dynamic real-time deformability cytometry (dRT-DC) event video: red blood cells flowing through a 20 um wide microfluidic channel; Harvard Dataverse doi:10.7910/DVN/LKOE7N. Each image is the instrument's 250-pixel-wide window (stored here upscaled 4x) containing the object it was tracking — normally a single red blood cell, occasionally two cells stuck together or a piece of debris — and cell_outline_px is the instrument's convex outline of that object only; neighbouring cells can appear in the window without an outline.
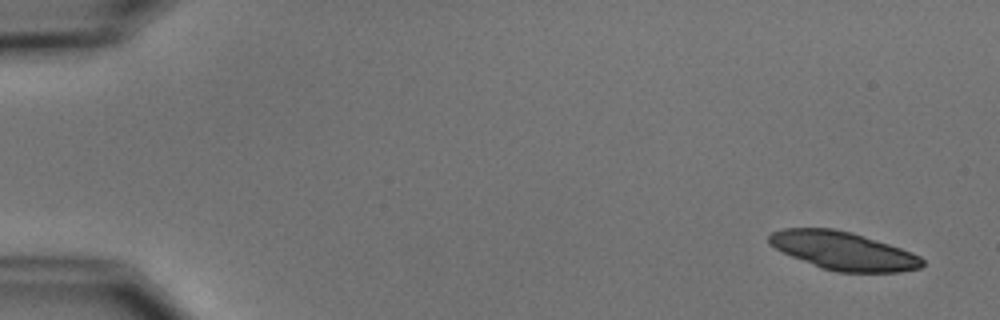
{"species": "common noctule bat (a hibernating species)", "species_latin": "Nyctalus noctula", "temperature_condition": "cold", "stored_images_in_passage": 4, "camera_frame_rate_fps": 3000, "um_per_image_px": 0.085, "animal": {"sex": "male", "body_mass_g": 15.6}, "frame": {"image": 1, "passage_image": 1, "time_ms": 0.0, "image_size_px": [1000, 320], "cell_outline_px": [[924, 264], [920, 268], [900, 272], [836, 272], [820, 268], [792, 256], [768, 244], [768, 236], [772, 232], [784, 228], [832, 228], [852, 232], [912, 252], [920, 256], [924, 260]], "centroid_in_image_um": [71.68, 21.32], "position_along_channel_um": 13.3, "area_um2": 33.99}}